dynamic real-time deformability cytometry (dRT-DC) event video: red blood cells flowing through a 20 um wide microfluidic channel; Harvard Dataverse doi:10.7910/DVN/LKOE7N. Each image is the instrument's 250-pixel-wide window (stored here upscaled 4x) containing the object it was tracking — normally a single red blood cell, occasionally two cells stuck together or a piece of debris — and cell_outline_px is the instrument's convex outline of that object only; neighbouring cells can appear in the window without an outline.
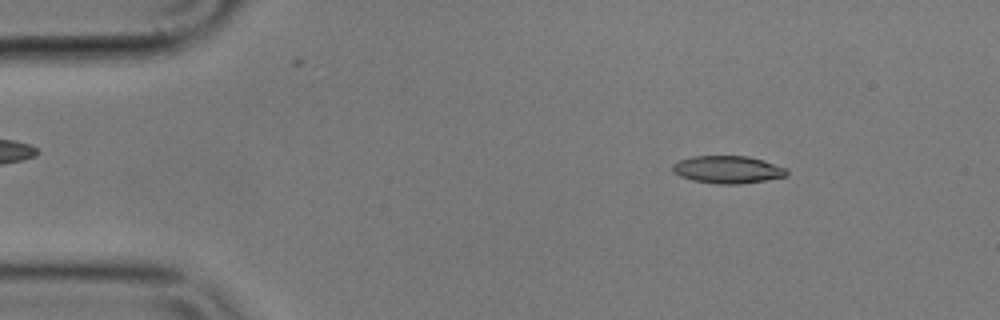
{"species": "common noctule bat (a hibernating species)", "species_latin": "Nyctalus noctula", "temperature_condition": "cold", "stored_images_in_passage": 55, "camera_frame_rate_fps": 3000, "um_per_image_px": 0.085, "animal": {"sex": "male", "body_mass_g": 17.9}, "frame": {"image": 1, "passage_image": 7, "time_ms": 2.0, "image_size_px": [1000, 320], "cell_outline_px": [[788, 176], [740, 184], [716, 184], [692, 180], [680, 176], [672, 168], [672, 164], [680, 160], [692, 156], [748, 156], [764, 160], [788, 168]], "centroid_in_image_um": [61.9, 14.41], "position_along_channel_um": 23.1, "area_um2": 18.38}}
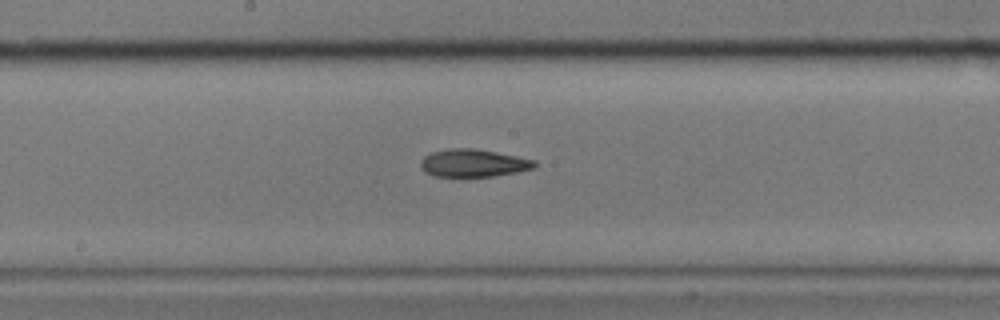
{"frame": {"image": 2, "passage_image": 28, "time_ms": 9.0, "image_size_px": [1000, 320], "cell_outline_px": [[536, 168], [516, 172], [492, 176], [436, 176], [424, 172], [420, 168], [420, 160], [424, 156], [432, 152], [448, 148], [476, 148], [536, 160]], "centroid_in_image_um": [40.21, 13.85], "position_along_channel_um": 208.0, "area_um2": 18.44}}
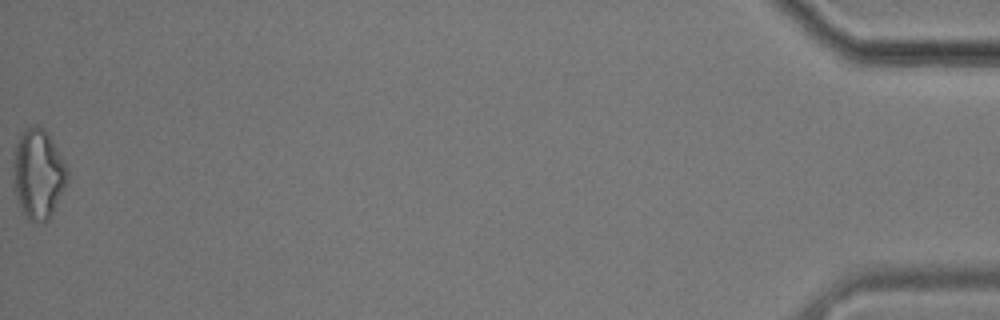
{"frame": {"image": 3, "passage_image": 55, "time_ms": 18.0, "image_size_px": [1000, 320], "cell_outline_px": [[68, 180], [48, 220], [32, 220], [24, 212], [20, 204], [16, 192], [16, 144], [20, 132], [36, 124], [48, 132], [64, 160], [68, 168]], "centroid_in_image_um": [3.32, 14.71], "position_along_channel_um": 431.9, "area_um2": 27.05}, "authors_computed_cell_mechanics": {"area_um2": 18.9584, "velocity_mm_per_s": 3.5928, "shape_relaxation_time_tau1_ms": 5.2029, "shape_relaxation_time_tau2_ms": null, "deformation_change_tau1": 0.1409, "deformation_change_tau2": null}}